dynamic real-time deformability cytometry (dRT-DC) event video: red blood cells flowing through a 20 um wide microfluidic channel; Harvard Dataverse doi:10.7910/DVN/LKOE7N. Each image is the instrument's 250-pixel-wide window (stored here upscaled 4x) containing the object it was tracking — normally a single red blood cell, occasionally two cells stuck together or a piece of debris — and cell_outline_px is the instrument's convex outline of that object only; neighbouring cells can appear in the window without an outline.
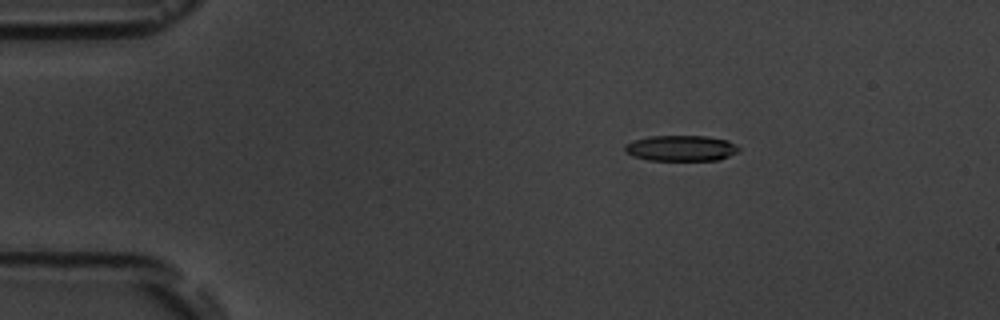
{"species": "common noctule bat (a hibernating species)", "species_latin": "Nyctalus noctula", "temperature_condition": "room temperature", "stored_images_in_passage": 3, "camera_frame_rate_fps": 3000, "um_per_image_px": 0.085, "animal": {"sex": "male", "body_mass_g": 19.5, "forearm_length_mm": 54.6}, "frame": {"image": 1, "passage_image": 1, "time_ms": 0.0, "image_size_px": [1000, 320], "cell_outline_px": [[740, 148], [736, 152], [720, 160], [648, 160], [632, 156], [624, 152], [624, 144], [636, 140], [652, 136], [708, 136], [728, 140], [736, 144]], "centroid_in_image_um": [57.88, 12.6], "position_along_channel_um": 27.1, "area_um2": 17.11}}